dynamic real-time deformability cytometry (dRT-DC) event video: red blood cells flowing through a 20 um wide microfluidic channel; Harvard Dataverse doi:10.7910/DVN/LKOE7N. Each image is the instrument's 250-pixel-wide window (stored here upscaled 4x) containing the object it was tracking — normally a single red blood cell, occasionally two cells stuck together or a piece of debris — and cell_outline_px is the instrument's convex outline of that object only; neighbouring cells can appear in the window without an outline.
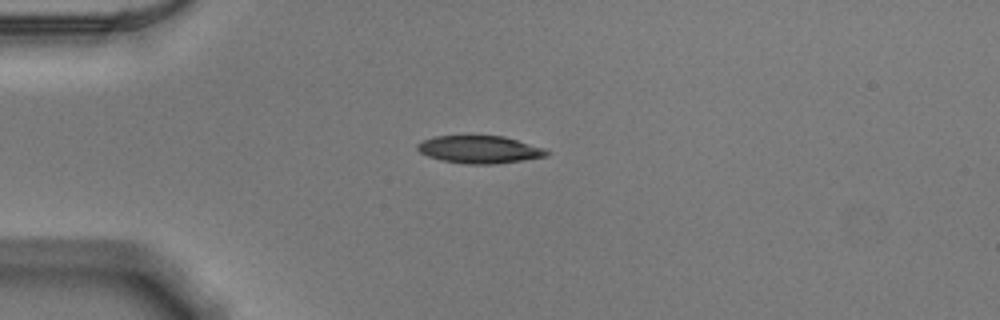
{"species": "Egyptian fruit bat (a non-hibernating species)", "species_latin": "Rousettus aegyptiacus", "temperature_condition": "warm", "stored_images_in_passage": 39, "camera_frame_rate_fps": 3000, "um_per_image_px": 0.085, "animal": {"sex": "male"}, "frame": {"image": 1, "passage_image": 1, "time_ms": 0.0, "image_size_px": [1000, 320], "cell_outline_px": [[552, 152], [548, 156], [524, 160], [492, 164], [468, 164], [444, 160], [428, 156], [420, 152], [416, 148], [416, 144], [424, 140], [436, 136], [504, 136], [544, 148]], "centroid_in_image_um": [40.8, 12.71], "position_along_channel_um": 44.2, "area_um2": 20.63}}
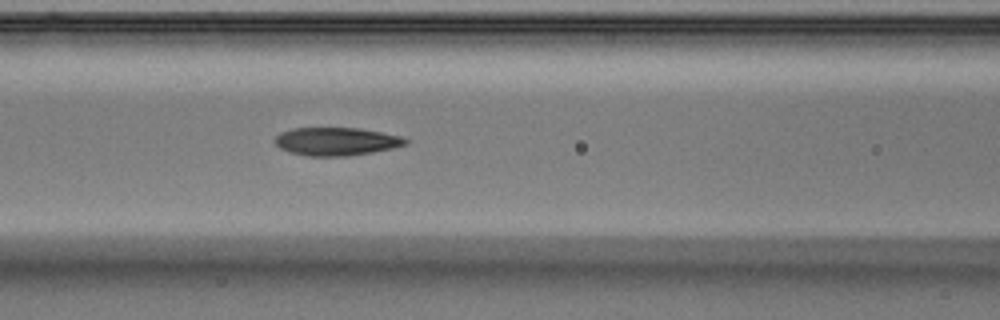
{"frame": {"image": 2, "passage_image": 10, "time_ms": 3.0, "image_size_px": [1000, 320], "cell_outline_px": [[408, 144], [392, 148], [372, 152], [348, 156], [308, 156], [292, 152], [280, 148], [276, 144], [276, 136], [280, 132], [292, 128], [360, 128], [400, 136], [408, 140]], "centroid_in_image_um": [28.59, 12.02], "position_along_channel_um": 138.0, "area_um2": 21.21}}
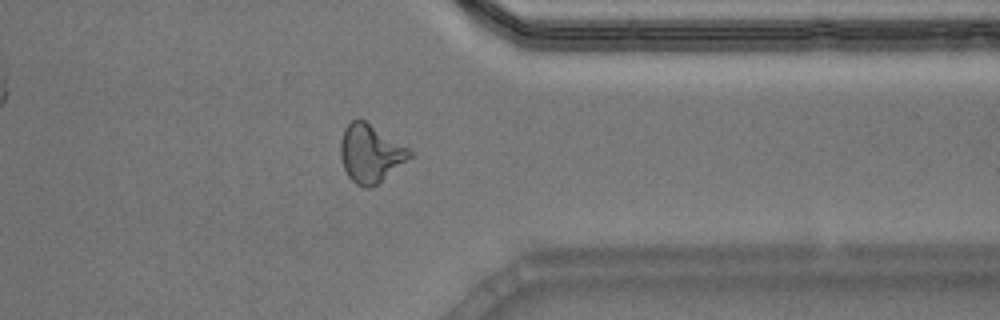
{"frame": {"image": 3, "passage_image": 29, "time_ms": 9.333, "image_size_px": [1000, 320], "cell_outline_px": [[412, 156], [372, 188], [364, 188], [356, 184], [348, 176], [344, 168], [340, 156], [340, 140], [344, 128], [352, 120], [364, 120], [408, 148], [412, 152]], "centroid_in_image_um": [31.45, 13.06], "position_along_channel_um": 379.9, "area_um2": 23.0}, "authors_computed_cell_mechanics": {"area_um2": 21.7328, "velocity_mm_per_s": 3.9058, "shape_relaxation_time_tau1_ms": null, "shape_relaxation_time_tau2_ms": 2.12, "deformation_change_tau1": null, "deformation_change_tau2": 0.0967}}